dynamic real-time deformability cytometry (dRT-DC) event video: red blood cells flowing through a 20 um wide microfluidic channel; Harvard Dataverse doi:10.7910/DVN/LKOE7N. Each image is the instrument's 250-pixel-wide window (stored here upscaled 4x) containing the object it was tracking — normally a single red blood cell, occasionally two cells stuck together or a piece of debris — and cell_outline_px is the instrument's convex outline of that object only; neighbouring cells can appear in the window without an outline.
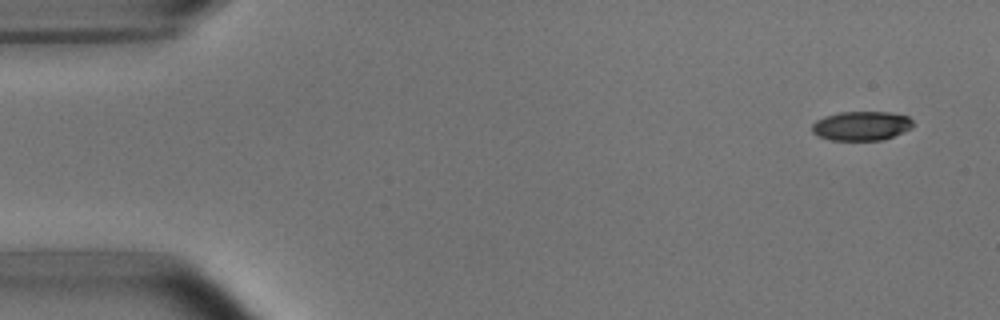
{"species": "common noctule bat (a hibernating species)", "species_latin": "Nyctalus noctula", "temperature_condition": "room temperature", "stored_images_in_passage": 7, "camera_frame_rate_fps": 3000, "um_per_image_px": 0.085, "animal": {"sex": "male", "body_mass_g": 15.6}, "frame": {"image": 1, "passage_image": 1, "time_ms": 0.0, "image_size_px": [1000, 320], "cell_outline_px": [[912, 128], [892, 136], [880, 140], [832, 140], [820, 136], [812, 132], [812, 124], [816, 120], [824, 116], [840, 112], [892, 112], [908, 116], [912, 120]], "centroid_in_image_um": [73.21, 10.68], "position_along_channel_um": 11.8, "area_um2": 17.11}}
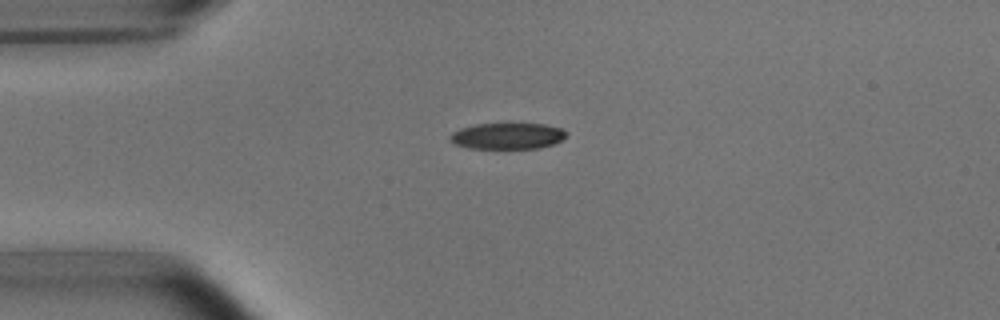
{"frame": {"image": 2, "passage_image": 4, "time_ms": 3.333, "image_size_px": [1000, 320], "cell_outline_px": [[568, 132], [560, 140], [552, 144], [540, 148], [468, 148], [452, 144], [448, 140], [448, 136], [452, 132], [460, 128], [476, 124], [544, 124], [564, 128]], "centroid_in_image_um": [43.08, 11.56], "position_along_channel_um": 41.9, "area_um2": 17.86}}
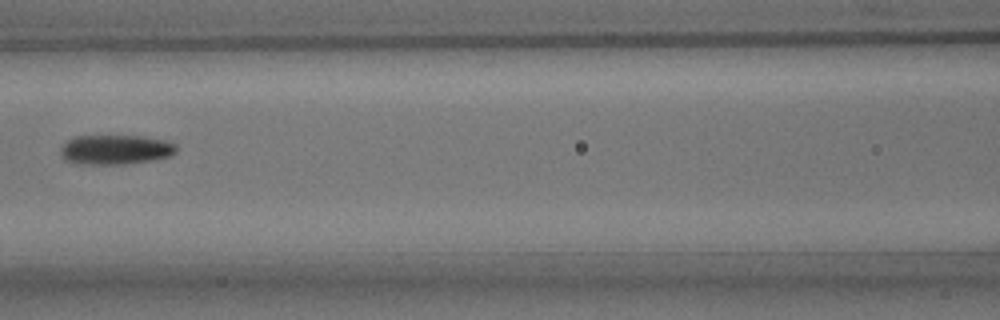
{"frame": {"image": 3, "passage_image": 7, "time_ms": 7.0, "image_size_px": [1000, 320], "cell_outline_px": [[176, 152], [172, 156], [156, 160], [124, 164], [80, 164], [64, 160], [60, 152], [60, 148], [68, 140], [76, 136], [140, 136], [168, 140], [176, 144]], "centroid_in_image_um": [9.85, 12.72], "position_along_channel_um": 156.7, "area_um2": 20.23}}